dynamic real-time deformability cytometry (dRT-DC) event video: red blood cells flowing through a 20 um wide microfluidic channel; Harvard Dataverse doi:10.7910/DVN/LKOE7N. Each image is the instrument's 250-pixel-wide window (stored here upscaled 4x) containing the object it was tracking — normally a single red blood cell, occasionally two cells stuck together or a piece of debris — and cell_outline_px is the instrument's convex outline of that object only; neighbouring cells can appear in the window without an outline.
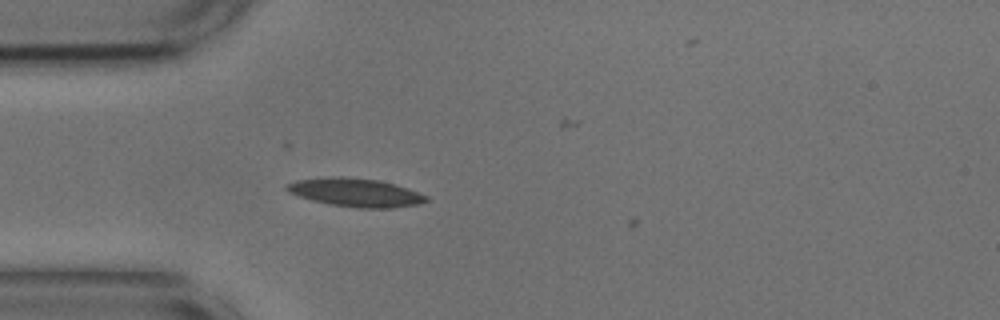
{"species": "common noctule bat (a hibernating species)", "species_latin": "Nyctalus noctula", "temperature_condition": "cold", "stored_images_in_passage": 13, "camera_frame_rate_fps": 3000, "um_per_image_px": 0.085, "animal": {"sex": "male", "body_mass_g": 17.9, "forearm_length_mm": 54.2}, "frame": {"image": 1, "passage_image": 12, "time_ms": 3.667, "image_size_px": [1000, 320], "cell_outline_px": [[428, 200], [420, 204], [392, 208], [356, 208], [332, 204], [312, 200], [288, 192], [284, 188], [288, 184], [296, 180], [332, 176], [340, 176], [380, 180], [396, 184], [408, 188], [428, 196]], "centroid_in_image_um": [30.26, 16.36], "position_along_channel_um": 54.7, "area_um2": 23.12}}